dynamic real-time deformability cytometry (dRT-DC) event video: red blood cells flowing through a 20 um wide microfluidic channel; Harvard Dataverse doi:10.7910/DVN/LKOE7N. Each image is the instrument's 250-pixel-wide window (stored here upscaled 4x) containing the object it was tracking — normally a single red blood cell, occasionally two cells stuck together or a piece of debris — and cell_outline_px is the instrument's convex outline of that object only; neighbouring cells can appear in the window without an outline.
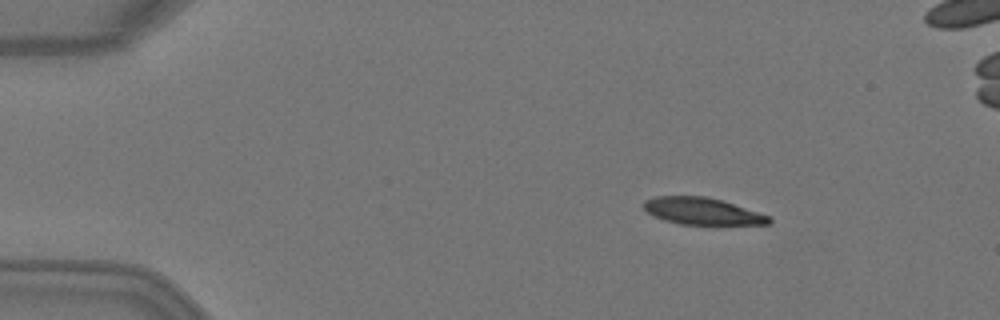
{"species": "Egyptian fruit bat (a non-hibernating species)", "species_latin": "Rousettus aegyptiacus", "temperature_condition": "warm", "stored_images_in_passage": 3, "camera_frame_rate_fps": 3000, "um_per_image_px": 0.085, "animal": {"sex": "female"}, "frame": {"image": 1, "passage_image": 1, "time_ms": 0.0, "image_size_px": [1000, 320], "cell_outline_px": [[772, 220], [768, 224], [680, 224], [664, 220], [652, 216], [640, 204], [644, 200], [656, 196], [704, 196], [720, 200], [772, 216]], "centroid_in_image_um": [59.65, 17.94], "position_along_channel_um": 25.4, "area_um2": 19.59}}